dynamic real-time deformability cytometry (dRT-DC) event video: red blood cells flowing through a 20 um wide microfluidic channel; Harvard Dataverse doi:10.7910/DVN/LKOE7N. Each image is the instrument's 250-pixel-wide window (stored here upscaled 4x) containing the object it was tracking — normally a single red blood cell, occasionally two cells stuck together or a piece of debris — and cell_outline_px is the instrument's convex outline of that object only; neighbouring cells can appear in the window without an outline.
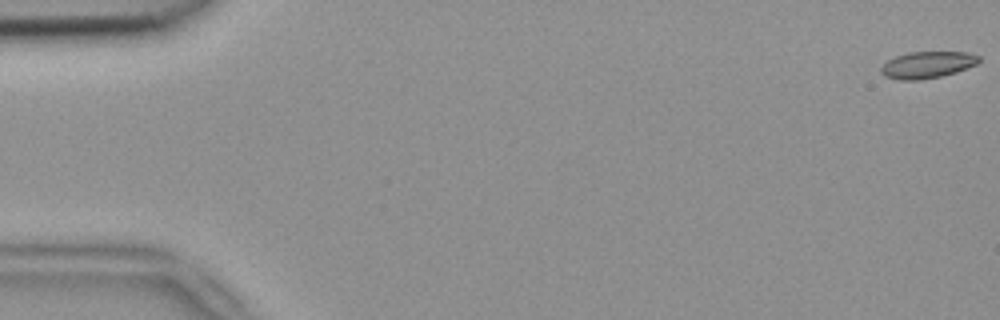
{"species": "common noctule bat (a hibernating species)", "species_latin": "Nyctalus noctula", "temperature_condition": "room temperature", "stored_images_in_passage": 6, "camera_frame_rate_fps": 3000, "um_per_image_px": 0.085, "animal": {"sex": "female", "body_mass_g": 18.4}, "frame": {"image": 1, "passage_image": 1, "time_ms": 0.0, "image_size_px": [1000, 320], "cell_outline_px": [[980, 60], [976, 64], [956, 72], [940, 76], [920, 80], [900, 80], [884, 76], [880, 72], [880, 68], [888, 60], [896, 56], [908, 52], [968, 52], [980, 56]], "centroid_in_image_um": [78.81, 5.51], "position_along_channel_um": 6.2, "area_um2": 15.2}}
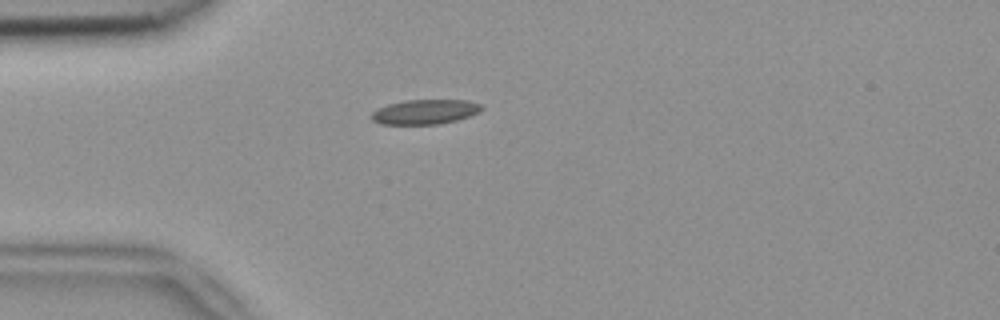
{"frame": {"image": 2, "passage_image": 5, "time_ms": 1.333, "image_size_px": [1000, 320], "cell_outline_px": [[484, 108], [480, 112], [456, 120], [440, 124], [380, 124], [372, 120], [368, 116], [376, 108], [388, 104], [404, 100], [468, 100], [480, 104]], "centroid_in_image_um": [36.08, 9.5], "position_along_channel_um": 48.9, "area_um2": 16.01}}